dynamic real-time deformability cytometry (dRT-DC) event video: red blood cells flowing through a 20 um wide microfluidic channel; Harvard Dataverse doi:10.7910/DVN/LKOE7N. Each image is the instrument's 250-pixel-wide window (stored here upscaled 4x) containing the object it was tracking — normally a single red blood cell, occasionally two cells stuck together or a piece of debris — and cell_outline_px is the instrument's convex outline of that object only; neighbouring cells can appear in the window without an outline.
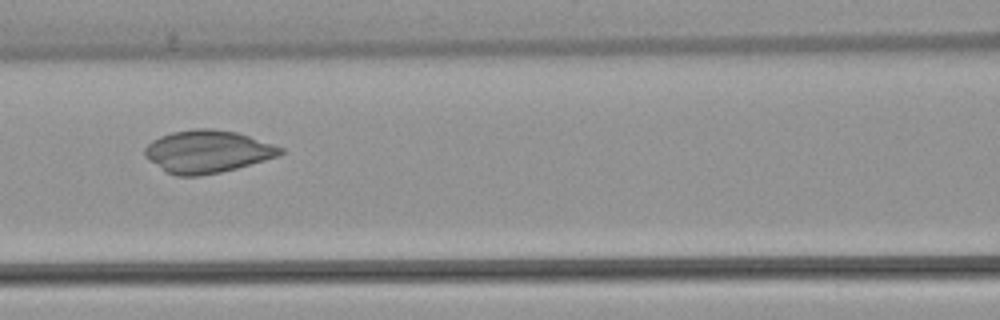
{"species": "common noctule bat (a hibernating species)", "species_latin": "Nyctalus noctula", "temperature_condition": "warm", "stored_images_in_passage": 8, "camera_frame_rate_fps": 3000, "um_per_image_px": 0.085, "animal": {"sex": "female", "body_mass_g": 22.7, "forearm_length_mm": 54.2}, "frame": {"image": 1, "passage_image": 6, "time_ms": 7.0, "image_size_px": [1000, 320], "cell_outline_px": [[284, 152], [280, 156], [236, 168], [220, 172], [200, 176], [176, 176], [168, 172], [148, 160], [144, 156], [144, 148], [152, 140], [160, 136], [172, 132], [192, 128], [212, 128], [236, 132], [284, 148]], "centroid_in_image_um": [17.62, 12.87], "position_along_channel_um": 149.0, "area_um2": 33.58}}
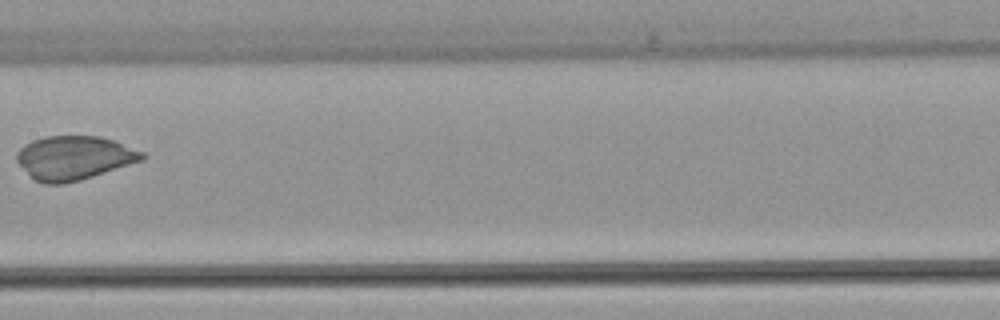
{"frame": {"image": 2, "passage_image": 7, "time_ms": 8.333, "image_size_px": [1000, 320], "cell_outline_px": [[148, 156], [144, 160], [80, 180], [64, 184], [44, 184], [36, 180], [16, 160], [16, 152], [24, 144], [32, 140], [44, 136], [100, 136], [112, 140], [144, 152]], "centroid_in_image_um": [6.31, 13.41], "position_along_channel_um": 201.1, "area_um2": 31.96}}